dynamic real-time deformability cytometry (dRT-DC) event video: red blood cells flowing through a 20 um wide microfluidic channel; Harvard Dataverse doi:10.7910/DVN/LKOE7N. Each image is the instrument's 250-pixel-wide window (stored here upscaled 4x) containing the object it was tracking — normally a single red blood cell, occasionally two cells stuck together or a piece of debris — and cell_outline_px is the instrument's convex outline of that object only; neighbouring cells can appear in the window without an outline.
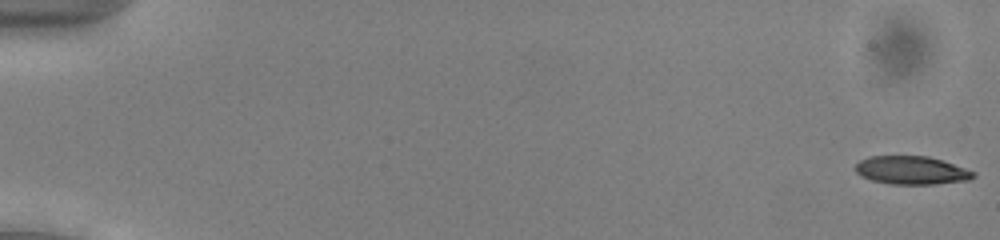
{"species": "common noctule bat (a hibernating species)", "species_latin": "Nyctalus noctula", "temperature_condition": "cold", "stored_images_in_passage": 53, "camera_frame_rate_fps": 3000, "um_per_image_px": 0.085, "animal": {"sex": "male", "body_mass_g": 13.0, "forearm_length_mm": 53.1}, "frame": {"image": 1, "passage_image": 1, "time_ms": 0.0, "image_size_px": [1000, 240], "cell_outline_px": [[976, 176], [968, 180], [936, 184], [888, 184], [872, 180], [860, 176], [856, 172], [856, 164], [860, 160], [868, 156], [928, 156], [976, 172]], "centroid_in_image_um": [77.45, 14.48], "position_along_channel_um": 7.5, "area_um2": 19.36}}
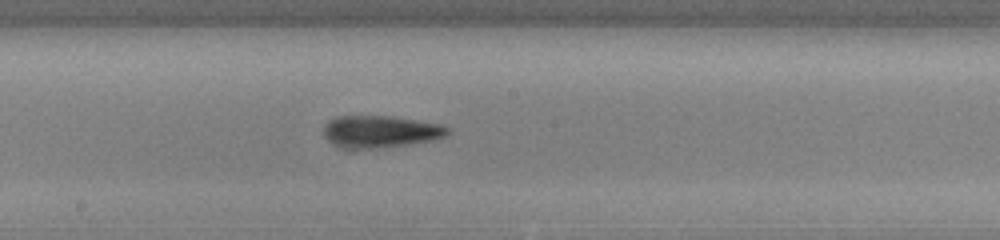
{"frame": {"image": 2, "passage_image": 30, "time_ms": 9.667, "image_size_px": [1000, 240], "cell_outline_px": [[452, 132], [448, 136], [432, 140], [408, 144], [376, 148], [344, 148], [328, 140], [324, 136], [324, 128], [328, 120], [336, 116], [392, 116], [440, 124], [452, 128]], "centroid_in_image_um": [32.39, 11.17], "position_along_channel_um": 215.8, "area_um2": 23.18}}
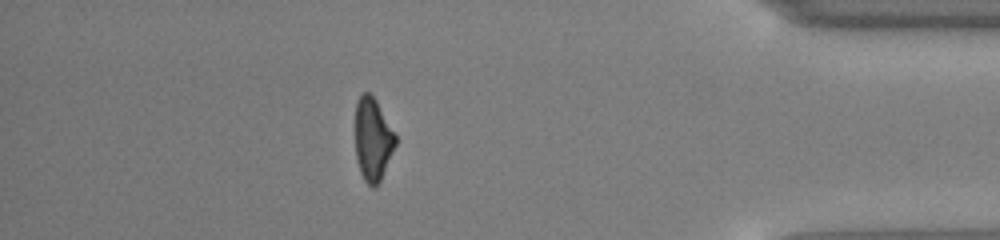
{"frame": {"image": 3, "passage_image": 47, "time_ms": 15.333, "image_size_px": [1000, 240], "cell_outline_px": [[396, 144], [380, 180], [372, 188], [364, 180], [360, 172], [356, 160], [356, 100], [364, 92], [368, 92], [376, 100], [396, 136]], "centroid_in_image_um": [31.67, 11.84], "position_along_channel_um": 403.5, "area_um2": 19.07}, "authors_computed_cell_mechanics": {"area_um2": 20.808, "velocity_mm_per_s": 3.9616, "shape_relaxation_time_tau1_ms": 2.7379, "shape_relaxation_time_tau2_ms": 2.6361, "deformation_change_tau1": 0.1305, "deformation_change_tau2": 0.1248}}